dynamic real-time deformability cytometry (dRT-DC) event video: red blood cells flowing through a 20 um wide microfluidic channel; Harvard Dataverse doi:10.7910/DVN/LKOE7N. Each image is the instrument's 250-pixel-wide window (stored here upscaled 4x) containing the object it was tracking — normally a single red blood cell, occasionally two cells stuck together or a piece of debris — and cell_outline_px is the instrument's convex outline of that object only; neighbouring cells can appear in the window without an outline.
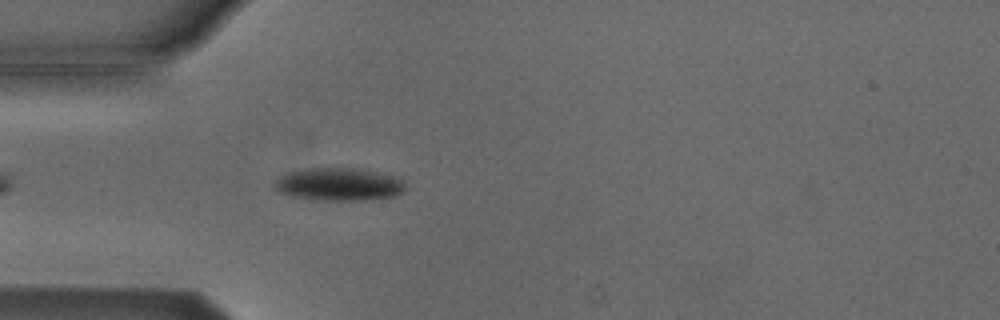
{"species": "Egyptian fruit bat (a non-hibernating species)", "species_latin": "Rousettus aegyptiacus", "temperature_condition": "cold", "stored_images_in_passage": 5, "camera_frame_rate_fps": 3000, "um_per_image_px": 0.085, "animal": {"sex": "male"}, "frame": {"image": 1, "passage_image": 5, "time_ms": 5.0, "image_size_px": [1000, 320], "cell_outline_px": [[404, 192], [392, 196], [368, 200], [312, 200], [292, 196], [276, 192], [272, 184], [276, 176], [288, 172], [308, 168], [352, 168], [400, 176], [404, 180]], "centroid_in_image_um": [28.75, 15.67], "position_along_channel_um": 56.2, "area_um2": 25.49}}